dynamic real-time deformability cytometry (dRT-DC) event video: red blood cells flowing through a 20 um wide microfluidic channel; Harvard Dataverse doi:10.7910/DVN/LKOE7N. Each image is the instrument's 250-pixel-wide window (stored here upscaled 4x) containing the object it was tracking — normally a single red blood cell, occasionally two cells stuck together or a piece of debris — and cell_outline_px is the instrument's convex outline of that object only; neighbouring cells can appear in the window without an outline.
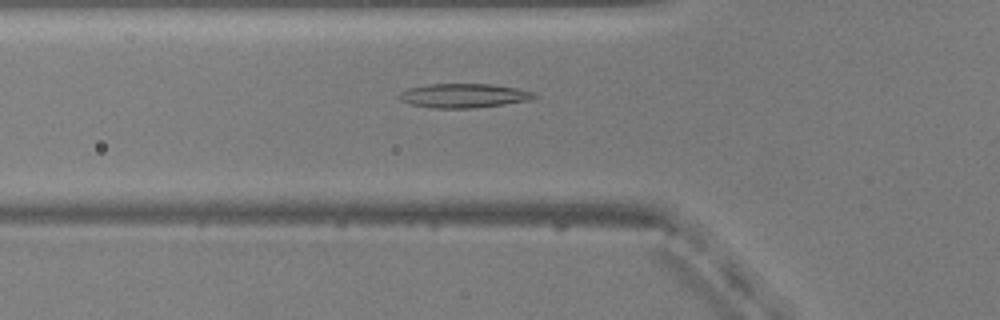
{"species": "common noctule bat (a hibernating species)", "species_latin": "Nyctalus noctula", "temperature_condition": "warm", "stored_images_in_passage": 46, "camera_frame_rate_fps": 3000, "um_per_image_px": 0.085, "animal": {"sex": "male", "body_mass_g": 20.5, "forearm_length_mm": 52.5}, "frame": {"image": 1, "passage_image": 13, "time_ms": 4.0, "image_size_px": [1000, 320], "cell_outline_px": [[540, 96], [528, 100], [504, 104], [472, 108], [432, 108], [412, 104], [400, 100], [396, 96], [400, 92], [408, 88], [428, 84], [492, 84], [516, 88], [536, 92]], "centroid_in_image_um": [39.42, 8.12], "position_along_channel_um": 86.4, "area_um2": 19.07}}
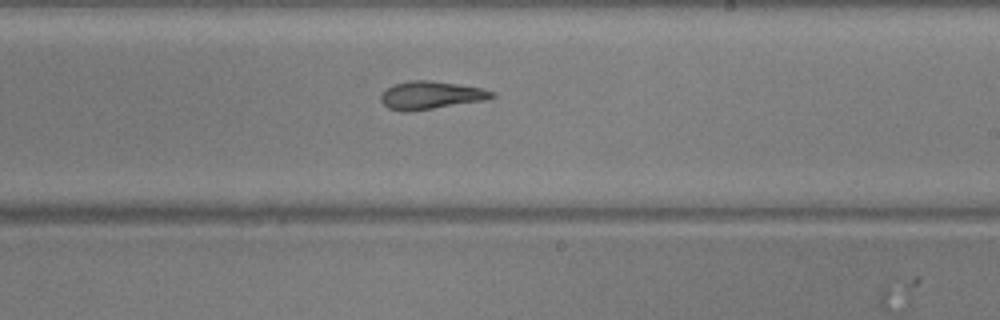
{"frame": {"image": 2, "passage_image": 26, "time_ms": 8.333, "image_size_px": [1000, 320], "cell_outline_px": [[496, 96], [488, 100], [408, 112], [404, 112], [388, 108], [380, 100], [380, 96], [392, 84], [408, 80], [432, 80], [480, 88], [496, 92]], "centroid_in_image_um": [36.63, 8.09], "position_along_channel_um": 252.4, "area_um2": 18.21}}
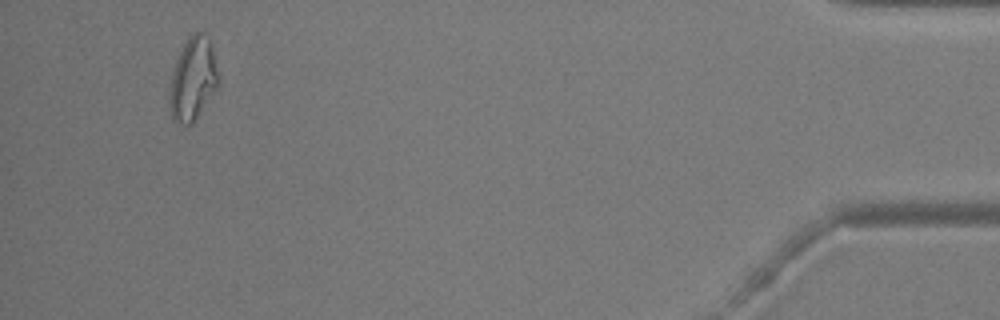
{"frame": {"image": 3, "passage_image": 45, "time_ms": 14.667, "image_size_px": [1000, 320], "cell_outline_px": [[216, 88], [192, 124], [184, 128], [172, 120], [168, 100], [172, 72], [176, 60], [184, 44], [196, 32], [200, 32], [208, 36], [212, 52], [216, 72]], "centroid_in_image_um": [16.32, 6.81], "position_along_channel_um": 418.9, "area_um2": 22.95}}